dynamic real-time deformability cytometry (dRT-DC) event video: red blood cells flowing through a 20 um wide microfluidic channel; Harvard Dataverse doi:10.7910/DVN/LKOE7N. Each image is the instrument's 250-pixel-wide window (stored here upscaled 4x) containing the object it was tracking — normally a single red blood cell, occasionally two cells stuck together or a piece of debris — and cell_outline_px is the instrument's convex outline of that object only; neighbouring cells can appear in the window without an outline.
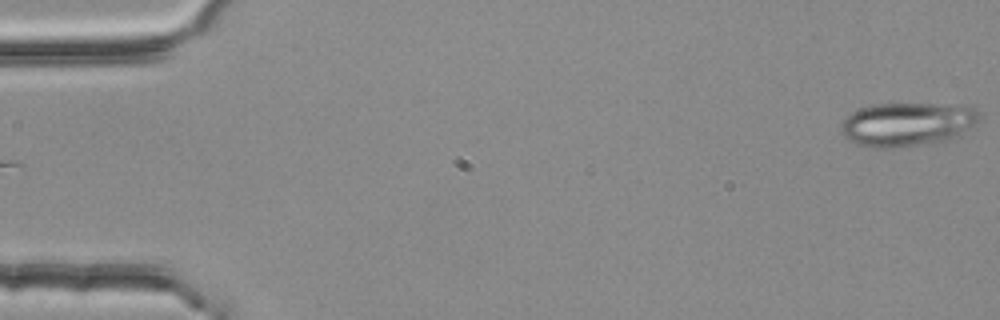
{"species": "common noctule bat (a hibernating species)", "species_latin": "Nyctalus noctula", "temperature_condition": "room temperature", "stored_images_in_passage": 5, "camera_frame_rate_fps": 3000, "um_per_image_px": 0.085, "animal": {"sex": "female", "body_mass_g": 25.1}, "frame": {"image": 1, "passage_image": 5, "time_ms": 1.333, "image_size_px": [1000, 320], "cell_outline_px": [[980, 116], [976, 124], [944, 140], [904, 148], [868, 148], [856, 144], [848, 140], [844, 136], [840, 128], [844, 120], [852, 112], [860, 108], [872, 104], [936, 104], [976, 108], [980, 112]], "centroid_in_image_um": [77.04, 10.57], "position_along_channel_um": 8.0, "area_um2": 35.03}}